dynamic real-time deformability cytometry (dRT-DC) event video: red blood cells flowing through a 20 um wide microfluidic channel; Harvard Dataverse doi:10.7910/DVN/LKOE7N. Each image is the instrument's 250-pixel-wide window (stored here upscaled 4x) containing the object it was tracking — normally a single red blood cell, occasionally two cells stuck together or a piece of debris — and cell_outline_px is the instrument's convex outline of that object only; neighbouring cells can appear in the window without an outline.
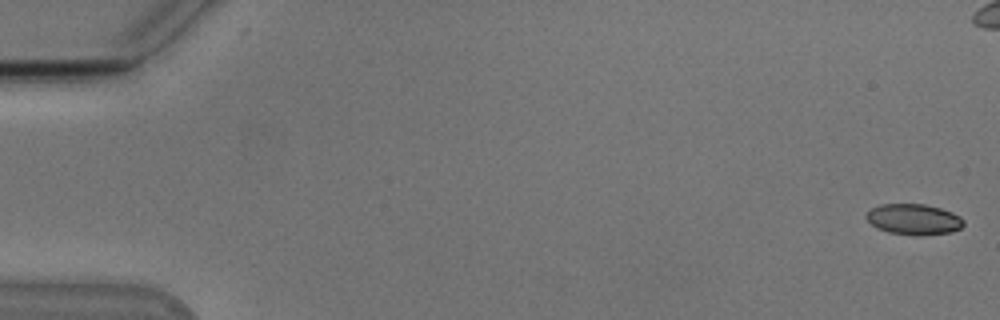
{"species": "Egyptian fruit bat (a non-hibernating species)", "species_latin": "Rousettus aegyptiacus", "temperature_condition": "cold", "stored_images_in_passage": 6, "camera_frame_rate_fps": 3000, "um_per_image_px": 0.085, "animal": {"sex": "male"}, "frame": {"image": 1, "passage_image": 1, "time_ms": 0.0, "image_size_px": [1000, 320], "cell_outline_px": [[964, 224], [960, 228], [952, 232], [920, 236], [916, 236], [888, 232], [876, 228], [864, 216], [872, 208], [880, 204], [924, 204], [940, 208], [952, 212], [960, 216], [964, 220]], "centroid_in_image_um": [77.68, 18.65], "position_along_channel_um": 7.3, "area_um2": 17.57}}